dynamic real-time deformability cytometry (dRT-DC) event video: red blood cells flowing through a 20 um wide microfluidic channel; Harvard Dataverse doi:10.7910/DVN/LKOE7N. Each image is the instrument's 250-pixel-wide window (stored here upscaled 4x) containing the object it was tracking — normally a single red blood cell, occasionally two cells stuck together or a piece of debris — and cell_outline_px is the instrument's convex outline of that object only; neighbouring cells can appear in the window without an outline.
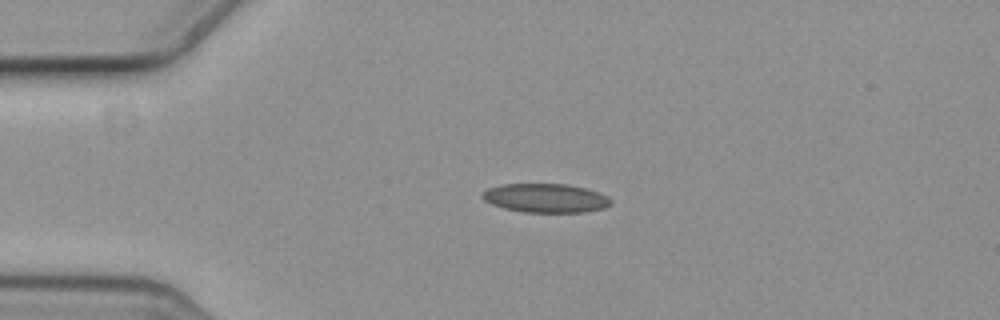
{"species": "common noctule bat (a hibernating species)", "species_latin": "Nyctalus noctula", "temperature_condition": "cold", "stored_images_in_passage": 6, "segment_of_instrument_passage": [1, 2], "camera_frame_rate_fps": 3000, "um_per_image_px": 0.085, "animal": {"sex": "female", "body_mass_g": 19.3, "forearm_length_mm": 54.1}, "frame": {"image": 1, "passage_image": 4, "time_ms": 1.0, "image_size_px": [1000, 320], "cell_outline_px": [[612, 204], [604, 208], [584, 212], [524, 212], [504, 208], [492, 204], [484, 200], [480, 196], [488, 188], [504, 184], [564, 184], [584, 188], [608, 196], [612, 200]], "centroid_in_image_um": [46.38, 16.84], "position_along_channel_um": 38.6, "area_um2": 21.5}}